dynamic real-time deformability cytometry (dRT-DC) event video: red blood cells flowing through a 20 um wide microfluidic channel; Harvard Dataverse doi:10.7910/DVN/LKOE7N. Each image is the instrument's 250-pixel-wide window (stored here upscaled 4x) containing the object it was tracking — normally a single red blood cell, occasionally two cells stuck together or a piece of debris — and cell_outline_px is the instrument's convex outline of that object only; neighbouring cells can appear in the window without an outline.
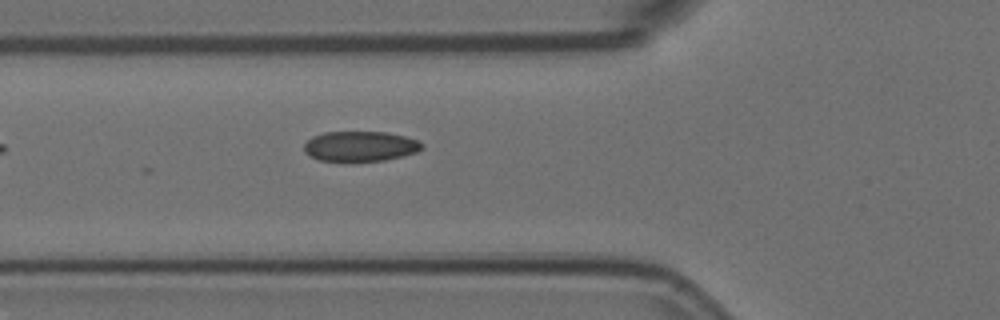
{"species": "Egyptian fruit bat (a non-hibernating species)", "species_latin": "Rousettus aegyptiacus", "temperature_condition": "room temperature", "stored_images_in_passage": 3, "camera_frame_rate_fps": 3000, "um_per_image_px": 0.085, "animal": {"sex": "female"}, "frame": {"image": 1, "passage_image": 3, "time_ms": 0.667, "image_size_px": [1000, 320], "cell_outline_px": [[424, 148], [416, 152], [384, 160], [320, 160], [304, 152], [304, 144], [312, 136], [324, 132], [388, 132], [404, 136], [416, 140], [424, 144]], "centroid_in_image_um": [30.62, 12.41], "position_along_channel_um": 95.2, "area_um2": 20.35}}